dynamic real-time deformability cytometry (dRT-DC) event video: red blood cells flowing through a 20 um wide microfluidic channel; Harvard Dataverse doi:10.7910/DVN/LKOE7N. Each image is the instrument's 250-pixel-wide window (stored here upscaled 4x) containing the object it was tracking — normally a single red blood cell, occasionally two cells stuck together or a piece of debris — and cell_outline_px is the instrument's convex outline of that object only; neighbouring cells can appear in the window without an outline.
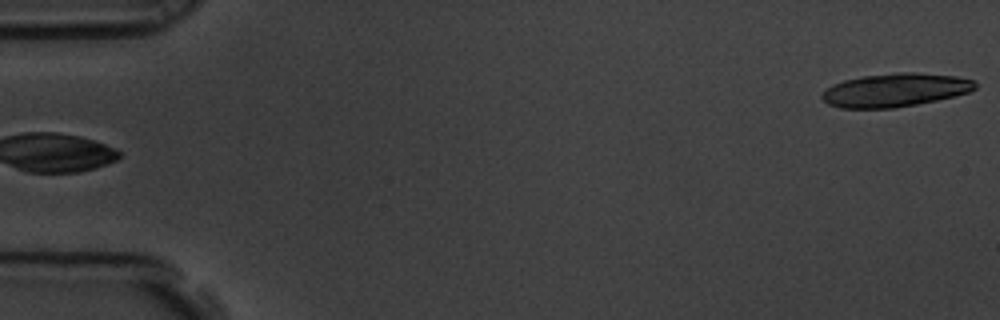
{"species": "common noctule bat (a hibernating species)", "species_latin": "Nyctalus noctula", "temperature_condition": "room temperature", "stored_images_in_passage": 4, "segment_of_instrument_passage": [2, 2], "camera_frame_rate_fps": 3000, "um_per_image_px": 0.085, "animal": {"sex": "male", "body_mass_g": 19.5, "forearm_length_mm": 54.6}, "frame": {"image": 1, "passage_image": 4, "time_ms": 1.0, "image_size_px": [1000, 320], "cell_outline_px": [[976, 88], [968, 92], [956, 96], [916, 104], [892, 108], [840, 108], [828, 104], [820, 96], [832, 84], [844, 80], [864, 76], [896, 72], [916, 72], [956, 76], [976, 80]], "centroid_in_image_um": [76.11, 7.65], "position_along_channel_um": 8.9, "area_um2": 29.82}}